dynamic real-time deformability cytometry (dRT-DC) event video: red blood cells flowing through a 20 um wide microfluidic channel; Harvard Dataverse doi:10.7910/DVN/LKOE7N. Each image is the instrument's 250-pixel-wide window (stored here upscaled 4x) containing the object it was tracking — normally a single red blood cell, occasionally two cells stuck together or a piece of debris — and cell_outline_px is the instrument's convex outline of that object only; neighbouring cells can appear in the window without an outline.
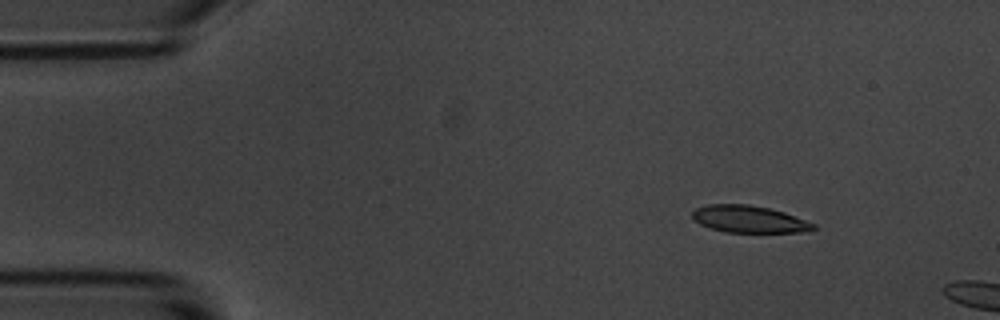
{"species": "common noctule bat (a hibernating species)", "species_latin": "Nyctalus noctula", "temperature_condition": "room temperature", "stored_images_in_passage": 11, "camera_frame_rate_fps": 3000, "um_per_image_px": 0.085, "animal": {"sex": "male", "body_mass_g": 20.1, "forearm_length_mm": 53.5}, "frame": {"image": 1, "passage_image": 1, "time_ms": 0.0, "image_size_px": [1000, 320], "cell_outline_px": [[816, 228], [812, 232], [724, 232], [700, 224], [692, 220], [692, 212], [696, 208], [708, 204], [748, 204], [768, 208], [784, 212], [816, 224]], "centroid_in_image_um": [63.68, 18.63], "position_along_channel_um": 21.3, "area_um2": 19.19}}